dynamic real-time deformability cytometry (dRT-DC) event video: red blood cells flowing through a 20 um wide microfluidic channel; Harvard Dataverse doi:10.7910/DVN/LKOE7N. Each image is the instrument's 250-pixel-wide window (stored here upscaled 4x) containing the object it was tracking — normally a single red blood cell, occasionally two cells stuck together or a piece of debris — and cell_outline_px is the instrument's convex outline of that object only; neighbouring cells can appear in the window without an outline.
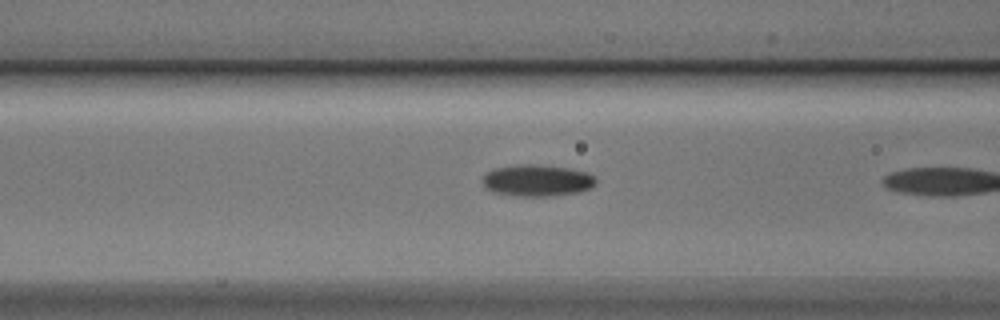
{"species": "Egyptian fruit bat (a non-hibernating species)", "species_latin": "Rousettus aegyptiacus", "temperature_condition": "cold", "stored_images_in_passage": 7, "camera_frame_rate_fps": 3000, "um_per_image_px": 0.085, "animal": {"sex": "male"}, "frame": {"image": 1, "passage_image": 6, "time_ms": 1.667, "image_size_px": [1000, 320], "cell_outline_px": [[596, 184], [588, 188], [576, 192], [552, 196], [512, 196], [492, 192], [480, 180], [484, 172], [496, 168], [516, 164], [532, 164], [568, 168], [588, 172], [596, 180]], "centroid_in_image_um": [45.59, 15.33], "position_along_channel_um": 121.0, "area_um2": 20.98}}